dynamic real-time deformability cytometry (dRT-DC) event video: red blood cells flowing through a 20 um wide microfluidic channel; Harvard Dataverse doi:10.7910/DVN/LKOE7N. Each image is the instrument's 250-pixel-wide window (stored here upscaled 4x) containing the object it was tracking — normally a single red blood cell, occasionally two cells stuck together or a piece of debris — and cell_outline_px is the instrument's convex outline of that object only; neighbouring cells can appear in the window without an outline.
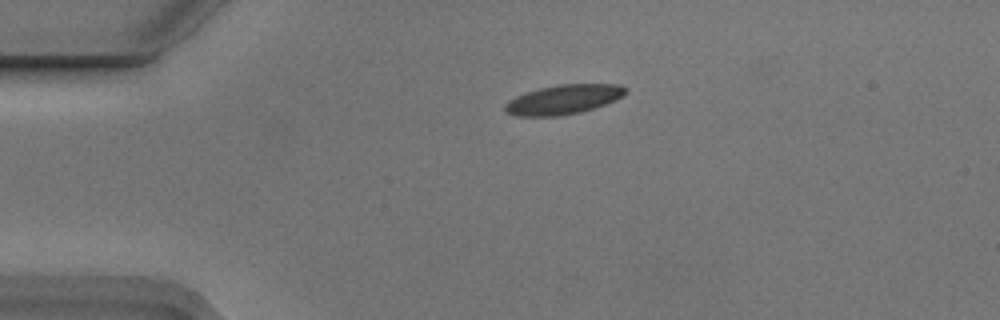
{"species": "Egyptian fruit bat (a non-hibernating species)", "species_latin": "Rousettus aegyptiacus", "temperature_condition": "cold", "stored_images_in_passage": 2, "camera_frame_rate_fps": 3000, "um_per_image_px": 0.085, "animal": {"sex": "male"}, "frame": {"image": 1, "passage_image": 1, "time_ms": 0.0, "image_size_px": [1000, 320], "cell_outline_px": [[628, 92], [624, 96], [616, 100], [580, 112], [560, 116], [516, 116], [508, 112], [504, 108], [504, 104], [508, 100], [516, 96], [540, 88], [560, 84], [620, 84], [628, 88]], "centroid_in_image_um": [47.93, 8.45], "position_along_channel_um": 37.1, "area_um2": 20.69}}